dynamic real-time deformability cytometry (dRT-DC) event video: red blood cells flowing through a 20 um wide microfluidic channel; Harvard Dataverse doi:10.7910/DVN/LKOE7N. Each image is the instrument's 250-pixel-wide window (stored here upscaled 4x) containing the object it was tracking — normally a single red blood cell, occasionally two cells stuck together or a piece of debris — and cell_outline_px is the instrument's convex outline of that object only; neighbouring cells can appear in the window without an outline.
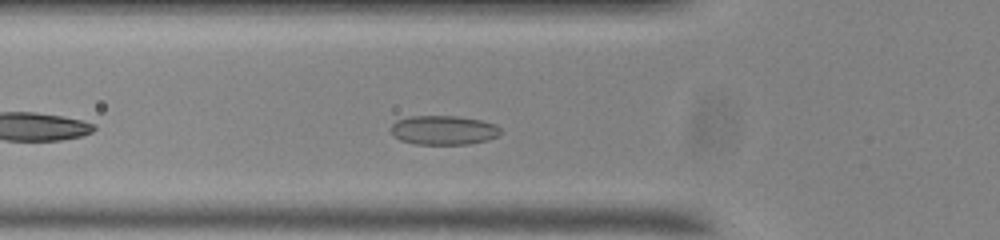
{"species": "common noctule bat (a hibernating species)", "species_latin": "Nyctalus noctula", "temperature_condition": "room temperature", "stored_images_in_passage": 45, "camera_frame_rate_fps": 3000, "um_per_image_px": 0.085, "animal": {"sex": "male", "body_mass_g": 20.0, "forearm_length_mm": 53.3}, "frame": {"image": 1, "passage_image": 8, "time_ms": 2.333, "image_size_px": [1000, 240], "cell_outline_px": [[500, 136], [488, 140], [468, 144], [416, 144], [400, 140], [392, 136], [392, 124], [396, 120], [408, 116], [456, 116], [480, 120], [496, 124], [500, 128]], "centroid_in_image_um": [37.7, 11.06], "position_along_channel_um": 88.1, "area_um2": 18.79}}
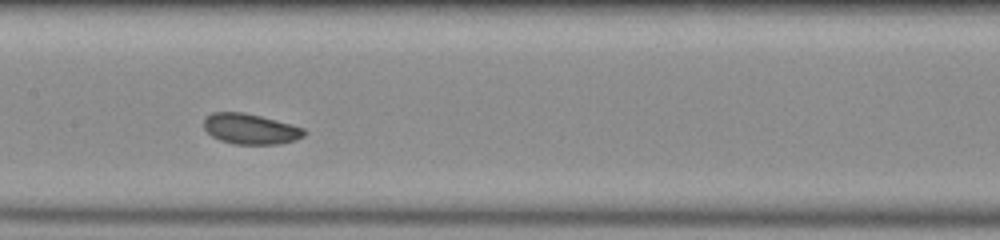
{"frame": {"image": 2, "passage_image": 16, "time_ms": 5.0, "image_size_px": [1000, 240], "cell_outline_px": [[308, 132], [304, 136], [296, 140], [280, 144], [236, 144], [220, 140], [212, 136], [204, 128], [204, 120], [212, 112], [244, 112], [292, 124], [304, 128]], "centroid_in_image_um": [21.33, 10.96], "position_along_channel_um": 186.1, "area_um2": 17.86}}
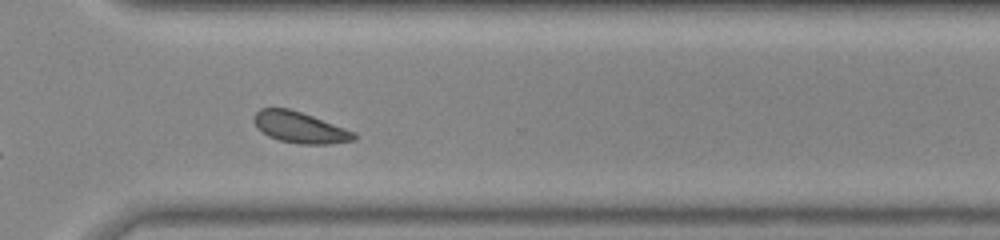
{"frame": {"image": 3, "passage_image": 29, "time_ms": 9.333, "image_size_px": [1000, 240], "cell_outline_px": [[356, 140], [332, 144], [300, 144], [280, 140], [268, 136], [256, 128], [252, 120], [256, 112], [260, 108], [288, 108], [312, 116], [356, 132]], "centroid_in_image_um": [25.48, 10.84], "position_along_channel_um": 345.1, "area_um2": 18.21}, "authors_computed_cell_mechanics": {"area_um2": 18.207, "velocity_mm_per_s": 3.6699, "shape_relaxation_time_tau1_ms": 4.6754, "shape_relaxation_time_tau2_ms": 8.4581, "deformation_change_tau1": 0.0701, "deformation_change_tau2": 0.1179}}